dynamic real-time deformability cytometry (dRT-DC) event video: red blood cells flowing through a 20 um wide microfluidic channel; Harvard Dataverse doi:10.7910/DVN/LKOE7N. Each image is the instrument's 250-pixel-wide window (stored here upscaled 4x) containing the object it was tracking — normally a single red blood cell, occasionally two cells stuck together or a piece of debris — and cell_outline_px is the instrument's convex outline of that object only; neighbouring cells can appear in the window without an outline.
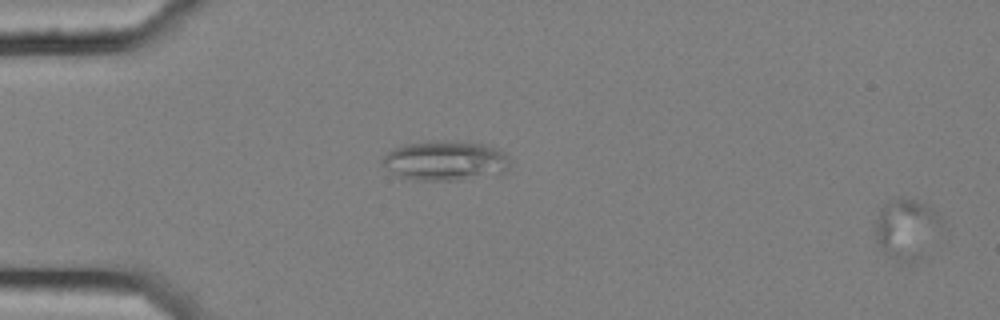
{"species": "common noctule bat (a hibernating species)", "species_latin": "Nyctalus noctula", "temperature_condition": "cold", "stored_images_in_passage": 5, "segment_of_instrument_passage": [2, 2], "camera_frame_rate_fps": 3000, "um_per_image_px": 0.085, "animal": {"sex": "female", "body_mass_g": 25.1}, "frame": {"image": 1, "passage_image": 5, "time_ms": 1.333, "image_size_px": [1000, 320], "cell_outline_px": [[940, 224], [916, 260], [900, 260], [884, 252], [876, 240], [876, 220], [880, 208], [900, 196], [916, 200], [932, 208], [940, 216]], "centroid_in_image_um": [76.98, 19.36], "position_along_channel_um": 8.0, "area_um2": 21.73}}